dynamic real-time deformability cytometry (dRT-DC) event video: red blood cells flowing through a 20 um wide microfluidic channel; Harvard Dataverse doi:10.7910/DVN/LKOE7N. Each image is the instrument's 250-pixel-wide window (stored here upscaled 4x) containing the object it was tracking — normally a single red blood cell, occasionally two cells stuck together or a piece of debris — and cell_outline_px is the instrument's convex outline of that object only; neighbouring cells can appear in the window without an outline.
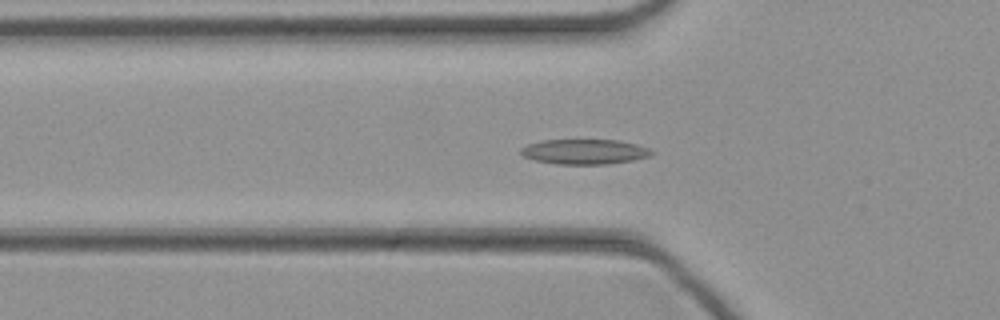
{"species": "common noctule bat (a hibernating species)", "species_latin": "Nyctalus noctula", "temperature_condition": "cold", "stored_images_in_passage": 47, "camera_frame_rate_fps": 3000, "um_per_image_px": 0.085, "animal": {"sex": "female", "body_mass_g": 21.9}, "frame": {"image": 1, "passage_image": 16, "time_ms": 5.0, "image_size_px": [1000, 320], "cell_outline_px": [[656, 152], [652, 156], [632, 160], [608, 164], [556, 164], [536, 160], [524, 156], [520, 152], [520, 148], [528, 144], [540, 140], [620, 140], [636, 144], [648, 148]], "centroid_in_image_um": [49.71, 12.89], "position_along_channel_um": 76.1, "area_um2": 19.13}}
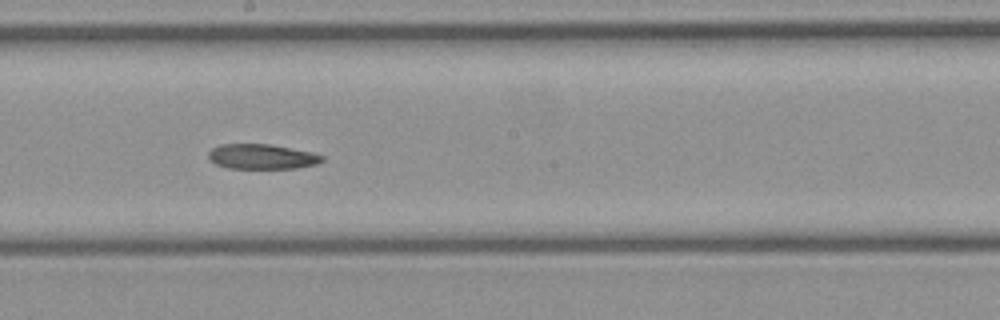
{"frame": {"image": 2, "passage_image": 26, "time_ms": 8.333, "image_size_px": [1000, 320], "cell_outline_px": [[324, 160], [316, 164], [296, 168], [228, 168], [216, 164], [208, 160], [208, 152], [212, 148], [220, 144], [268, 144], [312, 152], [324, 156]], "centroid_in_image_um": [22.23, 13.31], "position_along_channel_um": 226.0, "area_um2": 16.53}}
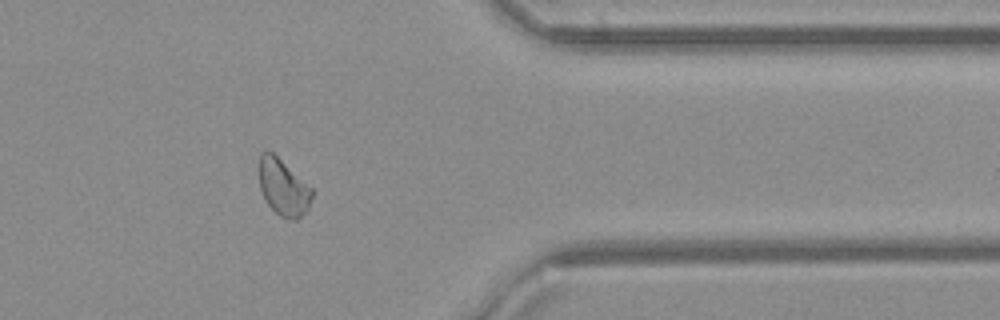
{"frame": {"image": 3, "passage_image": 38, "time_ms": 12.333, "image_size_px": [1000, 320], "cell_outline_px": [[312, 196], [308, 208], [296, 220], [288, 220], [280, 216], [264, 200], [260, 188], [260, 152], [272, 152], [312, 188]], "centroid_in_image_um": [24.07, 15.95], "position_along_channel_um": 387.3, "area_um2": 17.05}}